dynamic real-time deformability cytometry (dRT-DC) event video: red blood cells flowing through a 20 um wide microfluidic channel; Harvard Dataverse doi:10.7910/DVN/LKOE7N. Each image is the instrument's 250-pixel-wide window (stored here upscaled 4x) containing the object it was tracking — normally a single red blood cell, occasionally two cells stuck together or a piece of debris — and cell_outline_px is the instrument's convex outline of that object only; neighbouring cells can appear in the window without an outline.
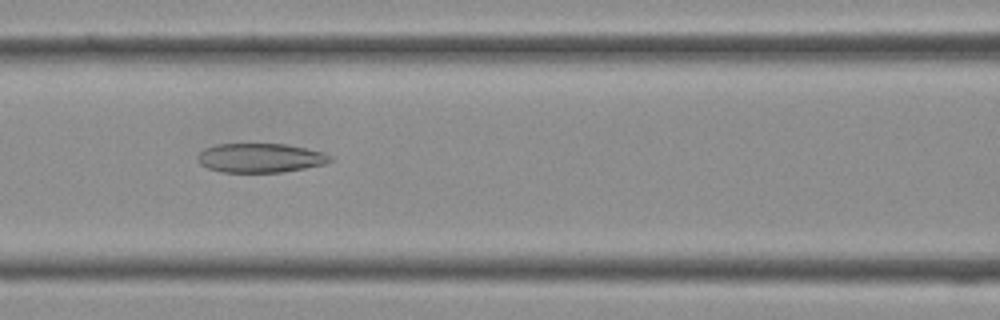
{"species": "Egyptian fruit bat (a non-hibernating species)", "species_latin": "Rousettus aegyptiacus", "temperature_condition": "cold", "stored_images_in_passage": 35, "camera_frame_rate_fps": 3000, "um_per_image_px": 0.085, "frame": {"image": 1, "passage_image": 13, "time_ms": 4.0, "image_size_px": [1000, 320], "cell_outline_px": [[336, 160], [324, 164], [304, 168], [280, 172], [224, 172], [208, 168], [200, 164], [196, 160], [196, 156], [204, 148], [216, 144], [288, 144], [324, 152], [332, 156]], "centroid_in_image_um": [22.14, 13.41], "position_along_channel_um": 144.5, "area_um2": 22.72}}
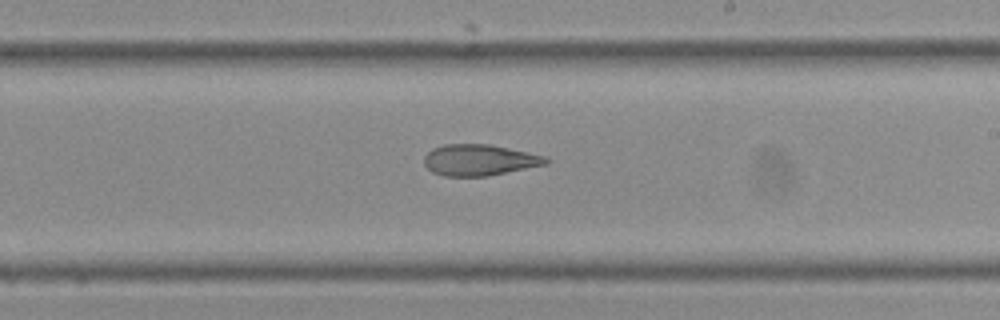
{"frame": {"image": 2, "passage_image": 19, "time_ms": 6.0, "image_size_px": [1000, 320], "cell_outline_px": [[552, 160], [548, 164], [488, 176], [444, 176], [432, 172], [424, 164], [424, 156], [432, 148], [444, 144], [488, 144], [528, 152], [544, 156]], "centroid_in_image_um": [40.75, 13.6], "position_along_channel_um": 248.3, "area_um2": 22.2}}
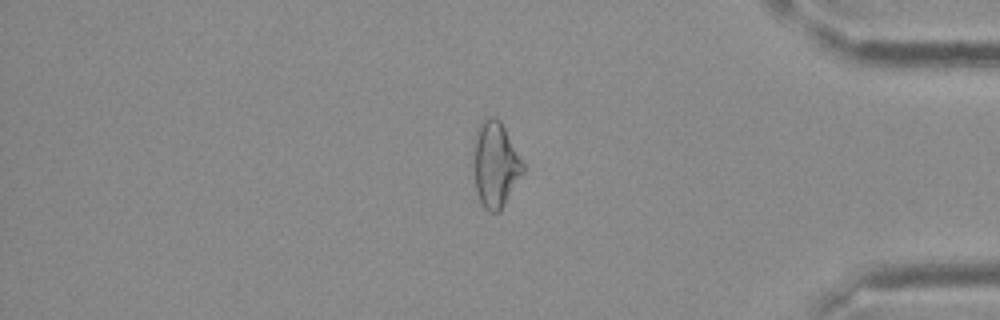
{"frame": {"image": 3, "passage_image": 29, "time_ms": 9.333, "image_size_px": [1000, 320], "cell_outline_px": [[524, 172], [500, 212], [488, 212], [480, 204], [476, 192], [472, 164], [476, 128], [484, 120], [492, 116], [500, 120], [524, 164]], "centroid_in_image_um": [42.08, 14.03], "position_along_channel_um": 393.1, "area_um2": 24.91}}